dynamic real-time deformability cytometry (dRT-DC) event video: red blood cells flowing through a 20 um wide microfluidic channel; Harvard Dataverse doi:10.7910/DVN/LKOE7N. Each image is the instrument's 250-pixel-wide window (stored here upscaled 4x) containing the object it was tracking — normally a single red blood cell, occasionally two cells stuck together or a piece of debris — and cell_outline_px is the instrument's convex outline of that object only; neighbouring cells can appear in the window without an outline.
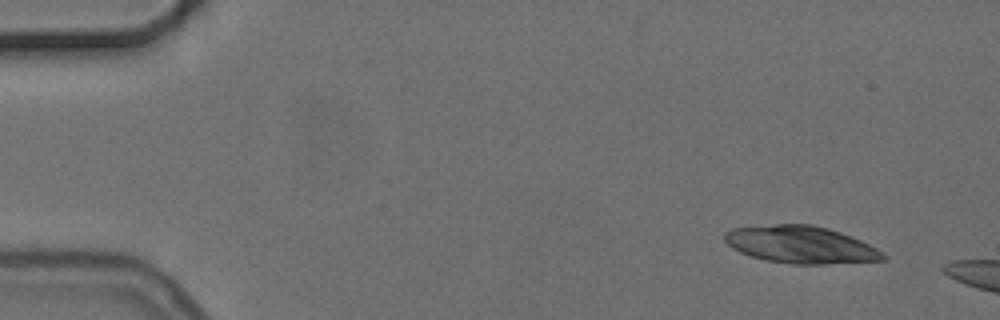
{"species": "common noctule bat (a hibernating species)", "species_latin": "Nyctalus noctula", "temperature_condition": "cold", "stored_images_in_passage": 4, "camera_frame_rate_fps": 3000, "um_per_image_px": 0.085, "animal": {"sex": "female", "body_mass_g": 24.6, "forearm_length_mm": 56.2}, "frame": {"image": 1, "passage_image": 1, "time_ms": 0.0, "image_size_px": [1000, 320], "cell_outline_px": [[888, 260], [824, 264], [792, 264], [764, 260], [740, 252], [732, 248], [724, 240], [724, 232], [732, 228], [776, 224], [812, 224], [828, 228], [840, 232], [860, 240], [884, 252], [888, 256]], "centroid_in_image_um": [68.08, 20.8], "position_along_channel_um": 16.9, "area_um2": 34.56}}